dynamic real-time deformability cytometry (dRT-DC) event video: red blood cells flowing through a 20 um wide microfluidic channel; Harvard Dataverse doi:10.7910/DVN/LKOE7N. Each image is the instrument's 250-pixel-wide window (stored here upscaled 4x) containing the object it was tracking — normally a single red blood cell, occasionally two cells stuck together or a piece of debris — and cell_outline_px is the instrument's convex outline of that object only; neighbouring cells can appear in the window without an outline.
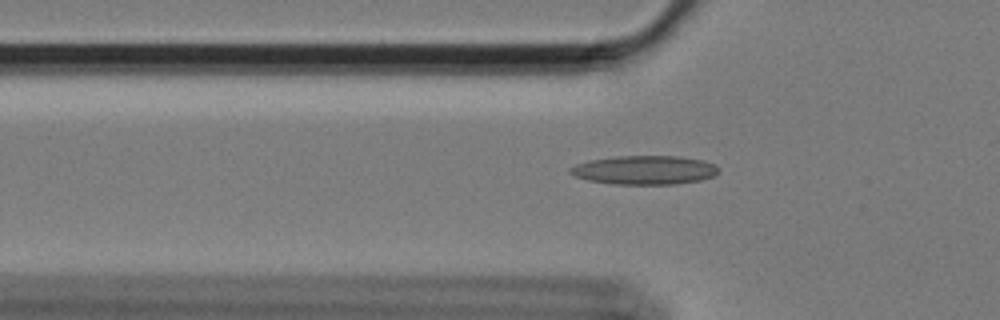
{"species": "Egyptian fruit bat (a non-hibernating species)", "species_latin": "Rousettus aegyptiacus", "temperature_condition": "cold", "stored_images_in_passage": 53, "camera_frame_rate_fps": 3000, "um_per_image_px": 0.085, "animal": {"sex": "female"}, "frame": {"image": 1, "passage_image": 20, "time_ms": 6.333, "image_size_px": [1000, 320], "cell_outline_px": [[716, 172], [712, 176], [700, 180], [676, 184], [612, 184], [588, 180], [576, 176], [568, 172], [568, 168], [576, 164], [592, 160], [616, 156], [676, 156], [704, 160], [716, 164]], "centroid_in_image_um": [54.76, 14.45], "position_along_channel_um": 71.0, "area_um2": 24.8}}
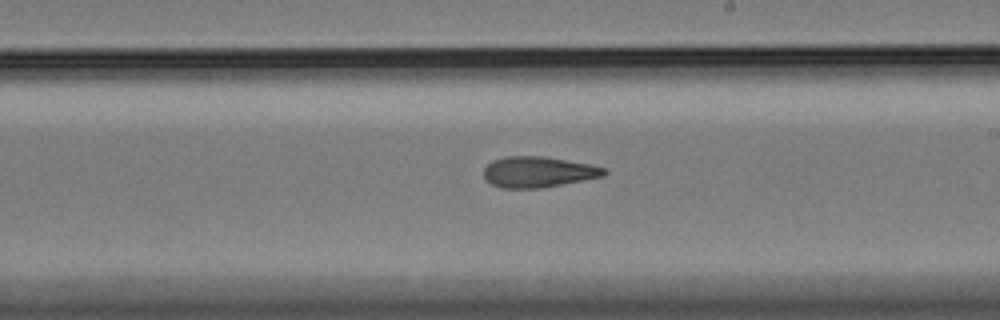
{"frame": {"image": 2, "passage_image": 35, "time_ms": 11.333, "image_size_px": [1000, 320], "cell_outline_px": [[608, 172], [604, 176], [540, 188], [500, 188], [492, 184], [484, 176], [484, 168], [492, 160], [508, 156], [544, 156], [592, 164], [608, 168]], "centroid_in_image_um": [45.79, 14.6], "position_along_channel_um": 243.2, "area_um2": 21.68}}
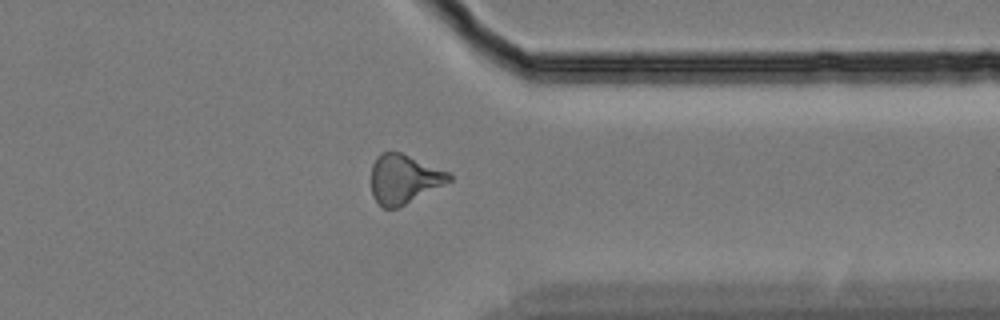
{"frame": {"image": 3, "passage_image": 47, "time_ms": 15.333, "image_size_px": [1000, 320], "cell_outline_px": [[452, 180], [396, 208], [384, 208], [372, 196], [372, 164], [376, 156], [380, 152], [400, 152], [448, 172], [452, 176]], "centroid_in_image_um": [34.3, 15.2], "position_along_channel_um": 377.1, "area_um2": 21.79}}